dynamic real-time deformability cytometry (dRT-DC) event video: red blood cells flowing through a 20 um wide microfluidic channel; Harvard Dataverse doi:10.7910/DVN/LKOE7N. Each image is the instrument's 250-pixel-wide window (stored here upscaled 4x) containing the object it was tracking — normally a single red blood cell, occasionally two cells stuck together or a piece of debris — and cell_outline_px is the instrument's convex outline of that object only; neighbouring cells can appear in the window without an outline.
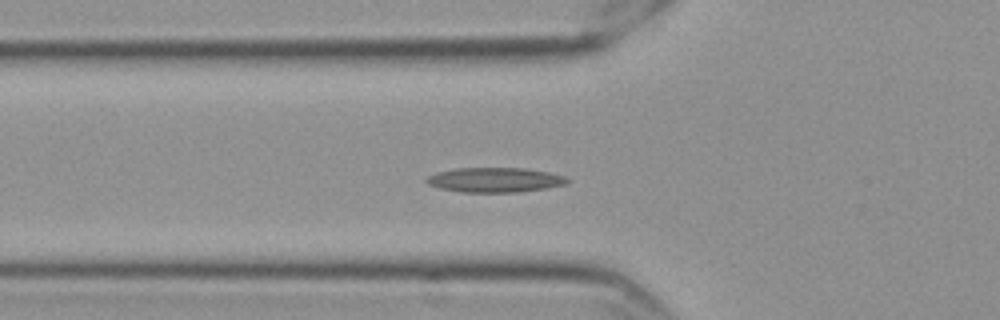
{"species": "Egyptian fruit bat (a non-hibernating species)", "species_latin": "Rousettus aegyptiacus", "temperature_condition": "cold", "stored_images_in_passage": 39, "camera_frame_rate_fps": 3000, "um_per_image_px": 0.085, "frame": {"image": 1, "passage_image": 2, "time_ms": 0.333, "image_size_px": [1000, 320], "cell_outline_px": [[572, 180], [564, 184], [548, 188], [516, 192], [460, 192], [440, 188], [428, 184], [424, 180], [428, 176], [436, 172], [456, 168], [524, 168], [548, 172], [564, 176]], "centroid_in_image_um": [42.05, 15.29], "position_along_channel_um": 83.7, "area_um2": 20.29}}
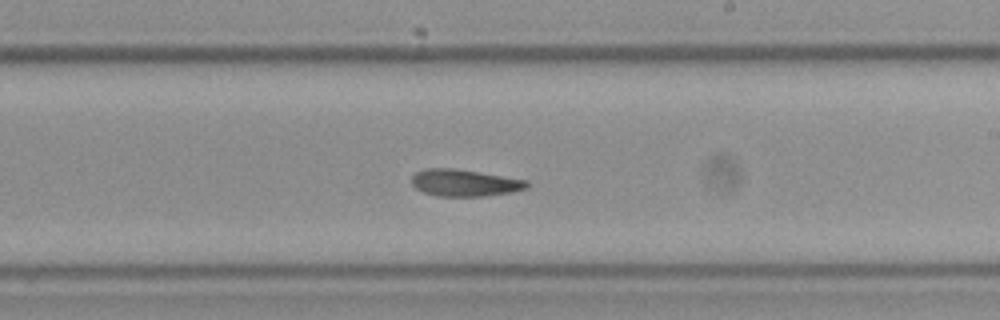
{"frame": {"image": 2, "passage_image": 16, "time_ms": 5.0, "image_size_px": [1000, 320], "cell_outline_px": [[528, 188], [508, 192], [484, 196], [436, 196], [424, 192], [416, 188], [412, 184], [412, 176], [416, 172], [424, 168], [452, 168], [528, 180]], "centroid_in_image_um": [39.46, 15.54], "position_along_channel_um": 249.5, "area_um2": 17.86}}
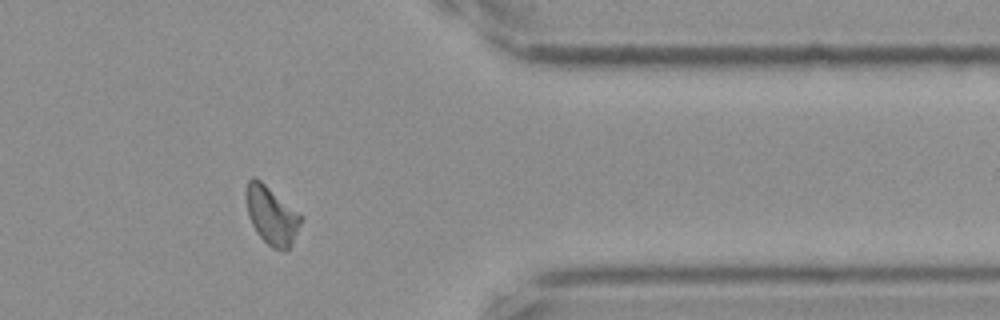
{"frame": {"image": 3, "passage_image": 29, "time_ms": 9.333, "image_size_px": [1000, 320], "cell_outline_px": [[300, 224], [288, 248], [284, 252], [272, 248], [256, 232], [248, 216], [244, 192], [248, 180], [252, 176], [260, 180], [300, 212]], "centroid_in_image_um": [23.04, 18.27], "position_along_channel_um": 388.4, "area_um2": 18.5}, "authors_computed_cell_mechanics": {"area_um2": 18.0914, "velocity_mm_per_s": 3.5374, "shape_relaxation_time_tau1_ms": null, "shape_relaxation_time_tau2_ms": 5.1425, "deformation_change_tau1": null, "deformation_change_tau2": 0.1189}}